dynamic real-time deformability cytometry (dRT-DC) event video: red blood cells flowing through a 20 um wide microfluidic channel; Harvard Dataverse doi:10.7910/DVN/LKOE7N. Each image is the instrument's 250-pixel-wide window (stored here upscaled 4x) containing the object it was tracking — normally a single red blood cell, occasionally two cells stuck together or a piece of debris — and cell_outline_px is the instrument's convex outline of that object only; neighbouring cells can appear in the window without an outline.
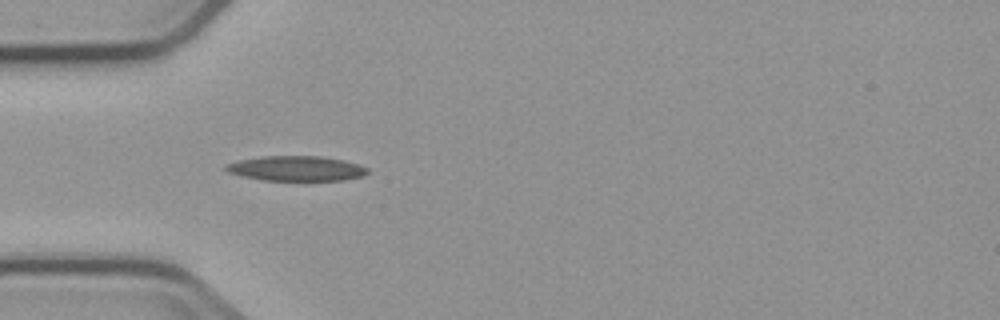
{"species": "common noctule bat (a hibernating species)", "species_latin": "Nyctalus noctula", "temperature_condition": "cold", "stored_images_in_passage": 7, "camera_frame_rate_fps": 3000, "um_per_image_px": 0.085, "animal": {"sex": "male", "body_mass_g": 23.1, "forearm_length_mm": 52.7}, "frame": {"image": 1, "passage_image": 4, "time_ms": 3.667, "image_size_px": [1000, 320], "cell_outline_px": [[368, 172], [364, 176], [344, 180], [264, 180], [244, 176], [228, 172], [224, 168], [224, 164], [240, 160], [260, 156], [320, 156], [344, 160], [360, 164], [368, 168]], "centroid_in_image_um": [25.21, 14.31], "position_along_channel_um": 59.8, "area_um2": 20.63}}
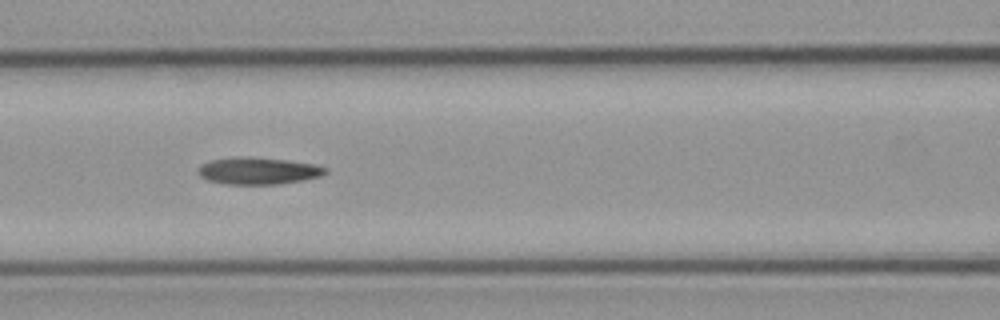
{"frame": {"image": 2, "passage_image": 6, "time_ms": 6.0, "image_size_px": [1000, 320], "cell_outline_px": [[328, 172], [320, 176], [304, 180], [280, 184], [224, 184], [208, 180], [200, 176], [196, 172], [196, 168], [200, 164], [212, 160], [236, 156], [248, 156], [288, 160], [316, 164], [328, 168]], "centroid_in_image_um": [21.93, 14.51], "position_along_channel_um": 144.7, "area_um2": 20.4}}
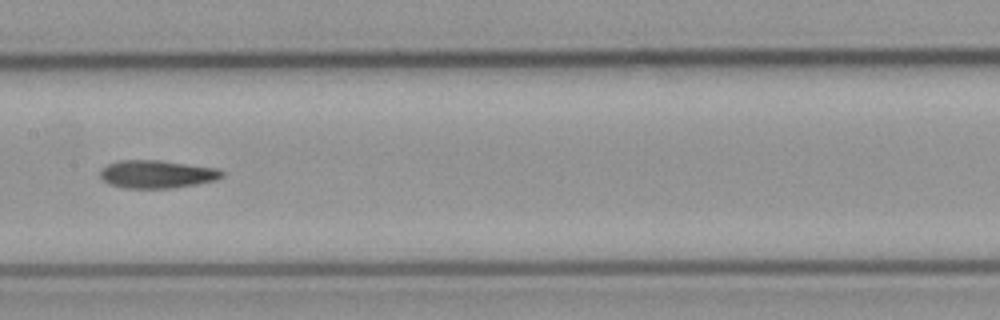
{"frame": {"image": 3, "passage_image": 7, "time_ms": 7.333, "image_size_px": [1000, 320], "cell_outline_px": [[224, 176], [216, 180], [196, 184], [168, 188], [124, 188], [112, 184], [104, 180], [100, 176], [100, 168], [108, 164], [120, 160], [160, 160], [216, 168], [224, 172]], "centroid_in_image_um": [13.34, 14.8], "position_along_channel_um": 194.1, "area_um2": 19.71}}